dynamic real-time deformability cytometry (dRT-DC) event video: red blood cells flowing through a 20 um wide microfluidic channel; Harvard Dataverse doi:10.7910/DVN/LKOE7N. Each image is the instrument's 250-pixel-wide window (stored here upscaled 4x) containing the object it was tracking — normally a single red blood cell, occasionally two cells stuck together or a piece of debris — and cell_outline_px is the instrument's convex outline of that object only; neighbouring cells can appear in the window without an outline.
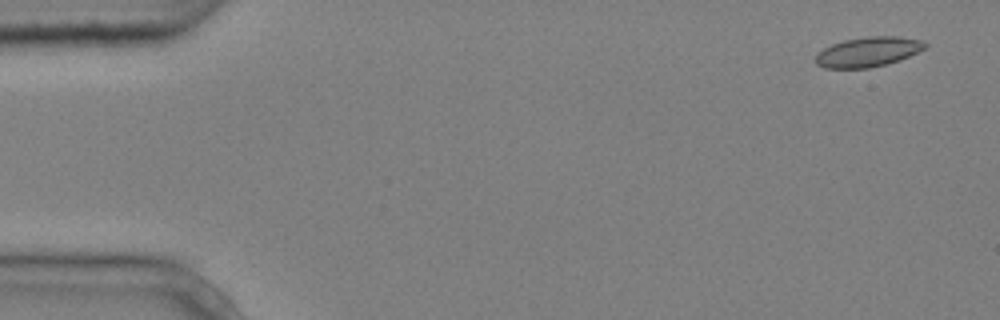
{"species": "common noctule bat (a hibernating species)", "species_latin": "Nyctalus noctula", "temperature_condition": "cold", "stored_images_in_passage": 8, "camera_frame_rate_fps": 3000, "um_per_image_px": 0.085, "animal": {"sex": "male", "body_mass_g": 20.4}, "frame": {"image": 1, "passage_image": 1, "time_ms": 0.0, "image_size_px": [1000, 320], "cell_outline_px": [[928, 44], [924, 48], [900, 60], [888, 64], [868, 68], [824, 68], [816, 64], [816, 52], [832, 44], [844, 40], [868, 36], [896, 36], [924, 40]], "centroid_in_image_um": [73.77, 4.41], "position_along_channel_um": 11.2, "area_um2": 19.07}}
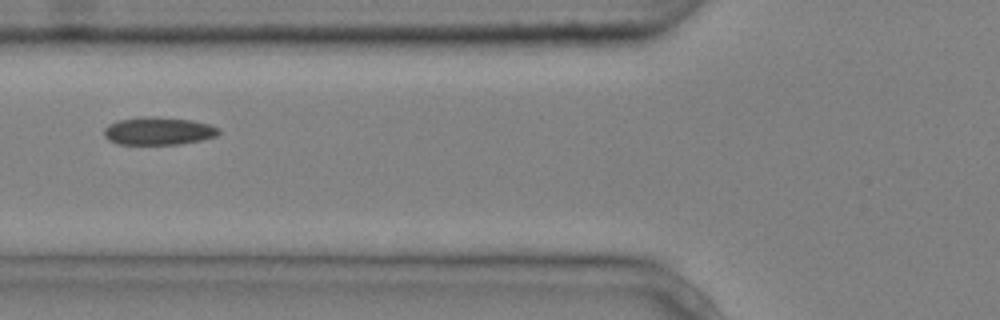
{"frame": {"image": 2, "passage_image": 5, "time_ms": 1.333, "image_size_px": [1000, 320], "cell_outline_px": [[220, 132], [216, 136], [200, 140], [180, 144], [116, 144], [108, 140], [104, 136], [104, 128], [108, 124], [116, 120], [140, 116], [144, 116], [192, 120], [208, 124], [220, 128]], "centroid_in_image_um": [13.42, 11.13], "position_along_channel_um": 112.4, "area_um2": 18.67}}
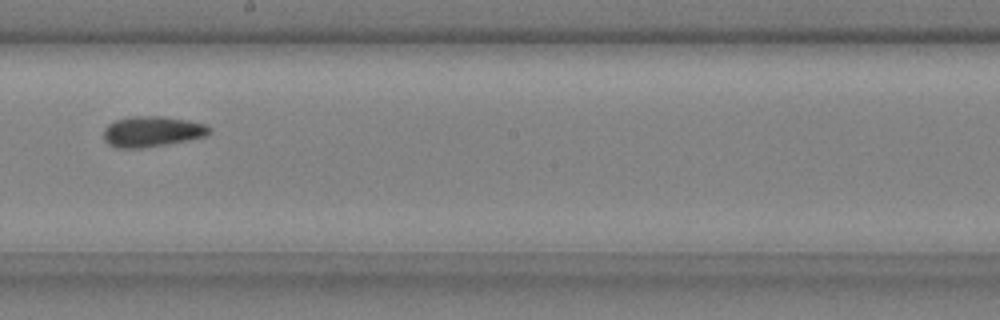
{"frame": {"image": 3, "passage_image": 8, "time_ms": 2.333, "image_size_px": [1000, 320], "cell_outline_px": [[212, 132], [204, 136], [188, 140], [140, 148], [116, 148], [108, 144], [104, 140], [104, 128], [108, 124], [116, 120], [132, 116], [160, 116], [188, 120], [208, 124], [212, 128]], "centroid_in_image_um": [12.94, 11.17], "position_along_channel_um": 235.3, "area_um2": 18.9}}